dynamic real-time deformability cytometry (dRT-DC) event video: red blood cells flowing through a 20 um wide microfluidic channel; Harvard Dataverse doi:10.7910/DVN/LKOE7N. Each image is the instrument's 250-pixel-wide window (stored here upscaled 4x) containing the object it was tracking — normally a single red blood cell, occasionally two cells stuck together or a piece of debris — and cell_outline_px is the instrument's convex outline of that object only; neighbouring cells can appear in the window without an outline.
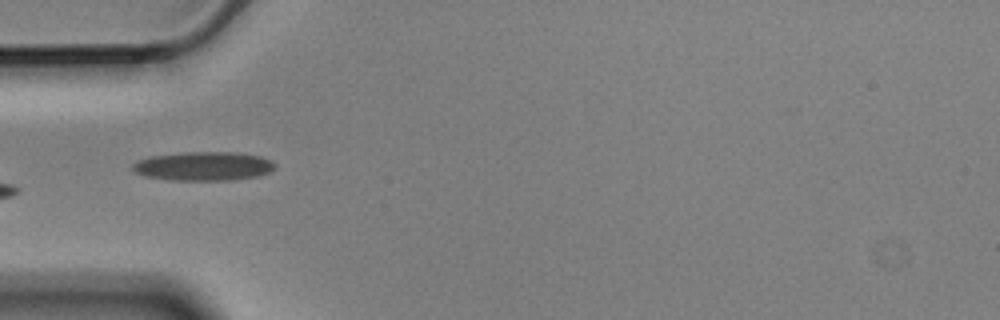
{"species": "Egyptian fruit bat (a non-hibernating species)", "species_latin": "Rousettus aegyptiacus", "temperature_condition": "cold", "stored_images_in_passage": 4, "camera_frame_rate_fps": 3000, "um_per_image_px": 0.085, "animal": {"sex": "male"}, "frame": {"image": 1, "passage_image": 4, "time_ms": 1.0, "image_size_px": [1000, 320], "cell_outline_px": [[276, 168], [268, 172], [256, 176], [232, 180], [168, 180], [144, 176], [132, 172], [132, 164], [136, 160], [152, 156], [184, 152], [232, 152], [260, 156], [272, 160], [276, 164]], "centroid_in_image_um": [17.26, 14.12], "position_along_channel_um": 67.7, "area_um2": 24.16}}